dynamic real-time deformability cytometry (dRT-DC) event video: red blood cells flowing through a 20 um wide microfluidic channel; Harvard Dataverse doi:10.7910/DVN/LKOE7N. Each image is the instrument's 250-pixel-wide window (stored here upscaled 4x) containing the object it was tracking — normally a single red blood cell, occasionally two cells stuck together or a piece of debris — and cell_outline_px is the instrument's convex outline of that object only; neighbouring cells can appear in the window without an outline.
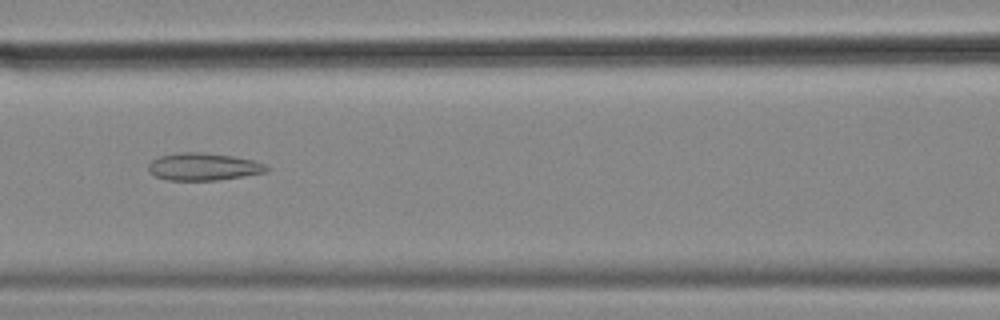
{"species": "common noctule bat (a hibernating species)", "species_latin": "Nyctalus noctula", "temperature_condition": "cold", "stored_images_in_passage": 36, "camera_frame_rate_fps": 3000, "um_per_image_px": 0.085, "animal": {"sex": "female", "body_mass_g": 18.4}, "frame": {"image": 1, "passage_image": 8, "time_ms": 2.333, "image_size_px": [1000, 320], "cell_outline_px": [[272, 168], [264, 172], [244, 176], [216, 180], [168, 180], [156, 176], [148, 172], [148, 164], [152, 160], [160, 156], [180, 152], [200, 152], [232, 156], [252, 160], [264, 164]], "centroid_in_image_um": [17.27, 14.17], "position_along_channel_um": 149.3, "area_um2": 18.79}}
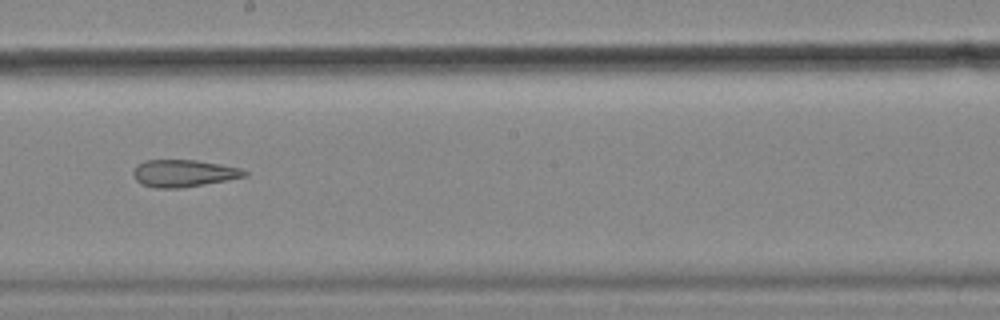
{"frame": {"image": 2, "passage_image": 15, "time_ms": 4.667, "image_size_px": [1000, 320], "cell_outline_px": [[248, 176], [180, 188], [156, 188], [140, 184], [136, 180], [132, 172], [136, 164], [144, 160], [196, 160], [220, 164], [240, 168], [248, 172]], "centroid_in_image_um": [15.57, 14.72], "position_along_channel_um": 232.6, "area_um2": 17.63}}
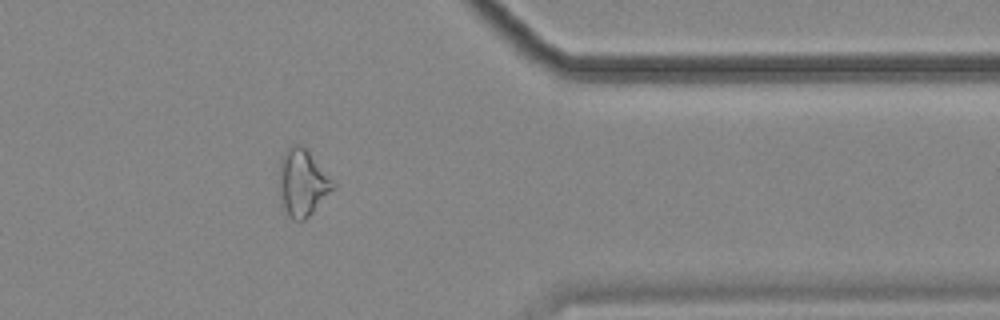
{"frame": {"image": 3, "passage_image": 29, "time_ms": 9.333, "image_size_px": [1000, 320], "cell_outline_px": [[336, 188], [304, 220], [292, 220], [288, 216], [284, 208], [280, 188], [280, 160], [284, 152], [292, 144], [300, 144], [308, 148], [336, 180]], "centroid_in_image_um": [25.79, 15.47], "position_along_channel_um": 385.6, "area_um2": 21.39}}